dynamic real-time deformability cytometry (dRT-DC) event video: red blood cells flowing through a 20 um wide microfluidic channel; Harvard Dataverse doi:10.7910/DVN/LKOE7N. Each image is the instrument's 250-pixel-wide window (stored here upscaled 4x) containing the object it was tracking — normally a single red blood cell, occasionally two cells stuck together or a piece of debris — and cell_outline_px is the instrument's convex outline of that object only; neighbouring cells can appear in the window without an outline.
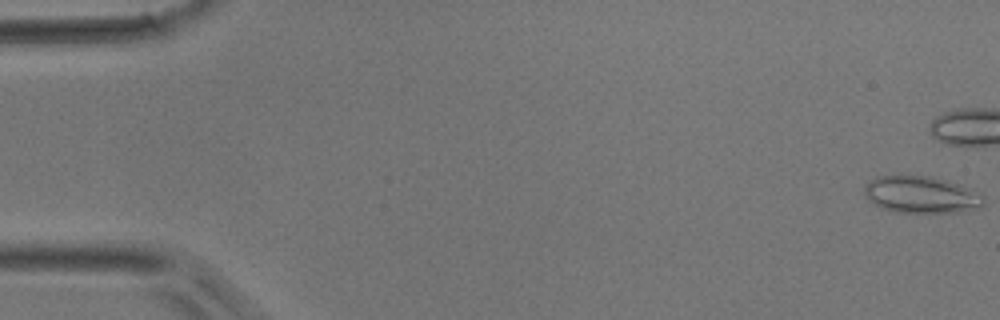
{"species": "common noctule bat (a hibernating species)", "species_latin": "Nyctalus noctula", "temperature_condition": "room temperature", "stored_images_in_passage": 41, "camera_frame_rate_fps": 3000, "um_per_image_px": 0.085, "animal": {"sex": "male", "body_mass_g": 17.9}, "frame": {"image": 1, "passage_image": 1, "time_ms": 0.0, "image_size_px": [1000, 320], "cell_outline_px": [[984, 204], [980, 208], [960, 212], [896, 212], [884, 208], [868, 200], [864, 196], [864, 184], [868, 180], [876, 176], [932, 176], [956, 184], [984, 196]], "centroid_in_image_um": [78.25, 16.55], "position_along_channel_um": 6.7, "area_um2": 25.43}}